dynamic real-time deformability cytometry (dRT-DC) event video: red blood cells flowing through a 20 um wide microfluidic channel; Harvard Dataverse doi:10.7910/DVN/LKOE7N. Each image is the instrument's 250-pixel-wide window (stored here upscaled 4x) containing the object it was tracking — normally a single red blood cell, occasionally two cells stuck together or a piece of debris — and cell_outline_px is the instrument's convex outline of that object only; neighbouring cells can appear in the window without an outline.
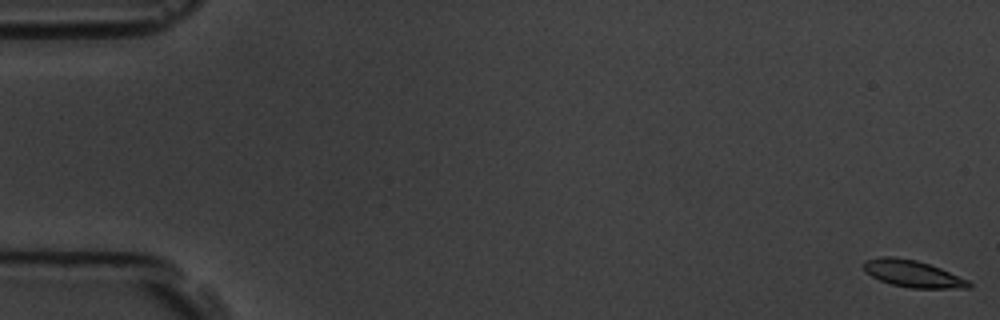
{"species": "common noctule bat (a hibernating species)", "species_latin": "Nyctalus noctula", "temperature_condition": "room temperature", "stored_images_in_passage": 59, "camera_frame_rate_fps": 3000, "um_per_image_px": 0.085, "animal": {"sex": "male", "body_mass_g": 19.5, "forearm_length_mm": 54.6}, "frame": {"image": 1, "passage_image": 1, "time_ms": 0.0, "image_size_px": [1000, 320], "cell_outline_px": [[972, 288], [912, 288], [892, 284], [880, 280], [872, 276], [864, 268], [864, 260], [880, 256], [892, 256], [916, 260], [940, 268], [968, 280], [972, 284]], "centroid_in_image_um": [77.59, 23.26], "position_along_channel_um": 7.4, "area_um2": 16.3}}
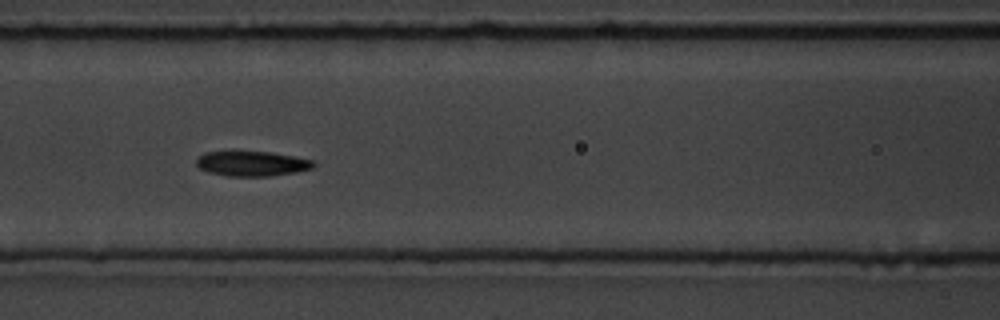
{"frame": {"image": 2, "passage_image": 26, "time_ms": 8.333, "image_size_px": [1000, 320], "cell_outline_px": [[316, 164], [312, 168], [296, 172], [272, 176], [228, 176], [208, 172], [200, 168], [196, 164], [196, 160], [204, 152], [268, 152], [292, 156], [312, 160]], "centroid_in_image_um": [21.41, 13.92], "position_along_channel_um": 145.2, "area_um2": 16.82}}
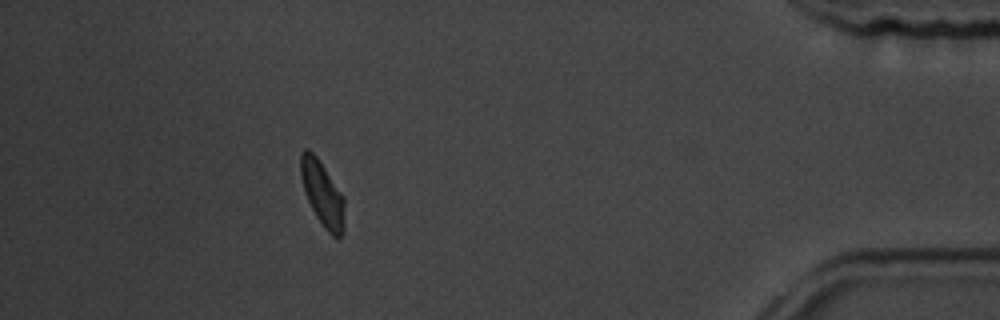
{"frame": {"image": 3, "passage_image": 53, "time_ms": 17.333, "image_size_px": [1000, 320], "cell_outline_px": [[344, 232], [340, 236], [332, 236], [324, 228], [316, 216], [308, 200], [300, 176], [300, 152], [304, 148], [308, 148], [316, 156], [344, 196]], "centroid_in_image_um": [27.4, 16.45], "position_along_channel_um": 407.8, "area_um2": 16.53}, "authors_computed_cell_mechanics": {"area_um2": 16.8776, "velocity_mm_per_s": 3.5115, "shape_relaxation_time_tau1_ms": 5.0488, "shape_relaxation_time_tau2_ms": 2.9487, "deformation_change_tau1": 0.1265, "deformation_change_tau2": 0.0623}}